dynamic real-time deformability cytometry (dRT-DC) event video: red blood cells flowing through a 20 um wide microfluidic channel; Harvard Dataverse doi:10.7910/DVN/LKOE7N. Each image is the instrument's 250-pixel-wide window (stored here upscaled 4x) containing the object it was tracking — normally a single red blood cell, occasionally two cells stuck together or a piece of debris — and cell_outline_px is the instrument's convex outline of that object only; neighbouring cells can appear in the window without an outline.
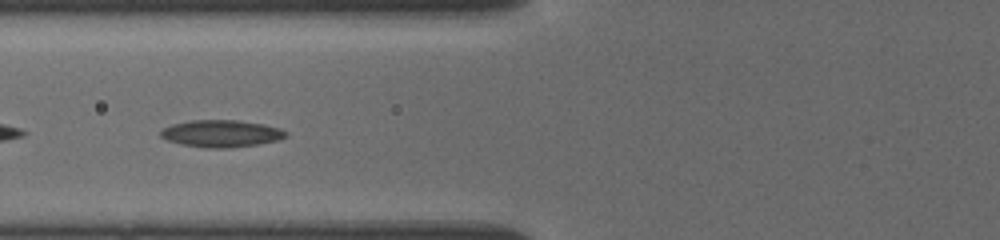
{"species": "common noctule bat (a hibernating species)", "species_latin": "Nyctalus noctula", "temperature_condition": "cold", "stored_images_in_passage": 24, "camera_frame_rate_fps": 3000, "um_per_image_px": 0.085, "animal": {"sex": "female", "body_mass_g": 19.5, "forearm_length_mm": 54.1}, "frame": {"image": 1, "passage_image": 6, "time_ms": 5.0, "image_size_px": [1000, 240], "cell_outline_px": [[288, 136], [280, 140], [256, 144], [228, 148], [208, 148], [180, 144], [168, 140], [160, 136], [160, 132], [164, 128], [172, 124], [192, 120], [236, 120], [264, 124], [280, 128], [288, 132]], "centroid_in_image_um": [18.84, 11.35], "position_along_channel_um": 107.0, "area_um2": 19.77}}
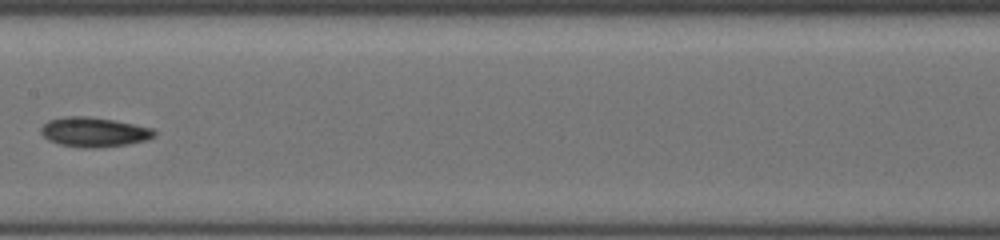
{"frame": {"image": 2, "passage_image": 9, "time_ms": 7.333, "image_size_px": [1000, 240], "cell_outline_px": [[156, 136], [148, 140], [128, 144], [100, 148], [84, 148], [60, 144], [48, 140], [40, 132], [40, 128], [48, 120], [64, 116], [84, 116], [112, 120], [152, 128], [156, 132]], "centroid_in_image_um": [7.99, 11.23], "position_along_channel_um": 199.4, "area_um2": 19.59}}
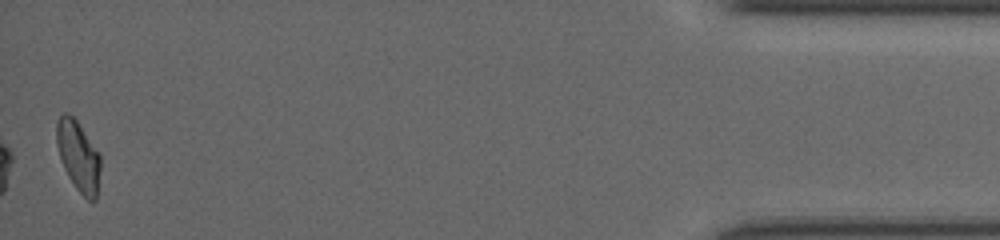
{"frame": {"image": 3, "passage_image": 24, "time_ms": 15.0, "image_size_px": [1000, 240], "cell_outline_px": [[100, 168], [96, 200], [88, 200], [76, 188], [68, 176], [60, 160], [56, 144], [56, 124], [60, 116], [64, 112], [68, 112], [76, 120], [100, 152]], "centroid_in_image_um": [6.65, 13.24], "position_along_channel_um": 428.5, "area_um2": 18.03}}